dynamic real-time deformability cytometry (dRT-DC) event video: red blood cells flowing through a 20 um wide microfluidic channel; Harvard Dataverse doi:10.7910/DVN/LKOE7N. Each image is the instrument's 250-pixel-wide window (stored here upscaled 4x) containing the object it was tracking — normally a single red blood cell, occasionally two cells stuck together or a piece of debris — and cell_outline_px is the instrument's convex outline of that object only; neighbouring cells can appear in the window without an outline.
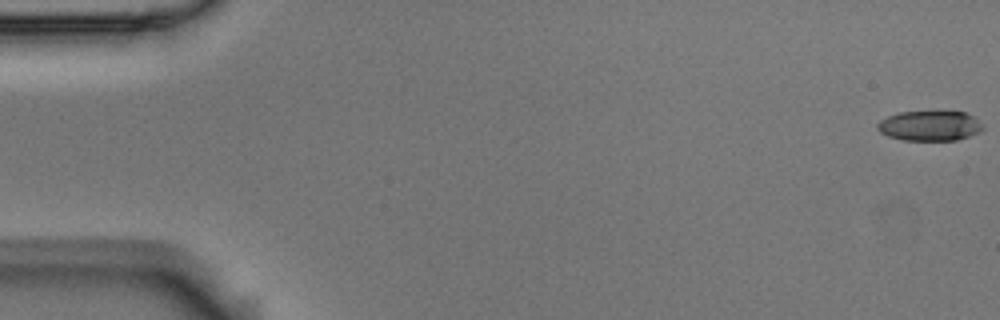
{"species": "Egyptian fruit bat (a non-hibernating species)", "species_latin": "Rousettus aegyptiacus", "temperature_condition": "room temperature", "stored_images_in_passage": 16, "camera_frame_rate_fps": 3000, "um_per_image_px": 0.085, "animal": {"sex": "male"}, "frame": {"image": 1, "passage_image": 1, "time_ms": 0.0, "image_size_px": [1000, 320], "cell_outline_px": [[984, 128], [980, 132], [956, 140], [904, 140], [888, 136], [880, 132], [876, 128], [876, 124], [880, 120], [896, 112], [964, 112], [972, 116]], "centroid_in_image_um": [78.98, 10.7], "position_along_channel_um": 6.0, "area_um2": 18.26}}
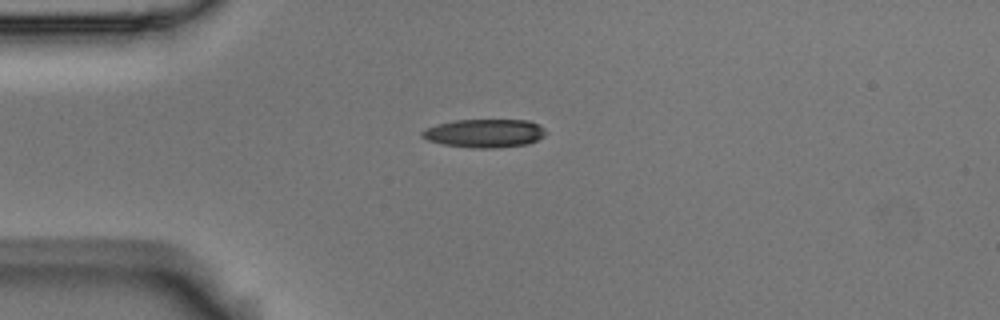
{"frame": {"image": 2, "passage_image": 15, "time_ms": 4.667, "image_size_px": [1000, 320], "cell_outline_px": [[548, 132], [544, 136], [528, 144], [496, 148], [472, 148], [444, 144], [428, 140], [420, 136], [420, 132], [424, 128], [436, 124], [452, 120], [528, 120], [540, 124]], "centroid_in_image_um": [41.18, 11.32], "position_along_channel_um": 43.8, "area_um2": 20.75}}